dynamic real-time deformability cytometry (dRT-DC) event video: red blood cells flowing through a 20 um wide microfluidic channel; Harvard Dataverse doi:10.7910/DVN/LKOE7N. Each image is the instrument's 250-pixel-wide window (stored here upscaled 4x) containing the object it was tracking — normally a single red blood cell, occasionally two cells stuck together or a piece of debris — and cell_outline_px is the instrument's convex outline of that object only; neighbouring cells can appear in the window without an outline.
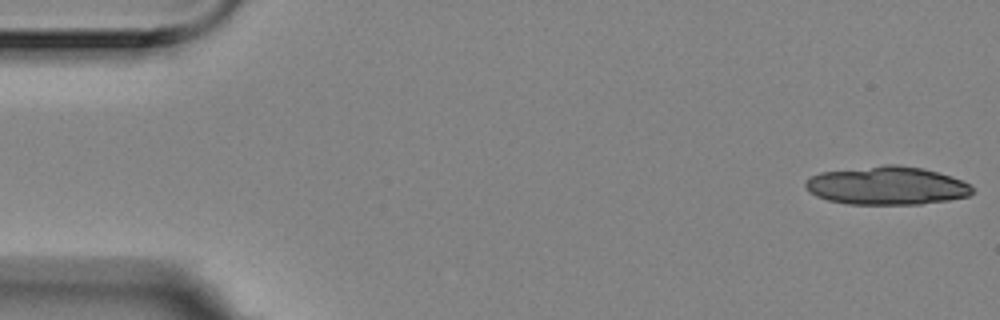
{"species": "Egyptian fruit bat (a non-hibernating species)", "species_latin": "Rousettus aegyptiacus", "temperature_condition": "room temperature", "stored_images_in_passage": 5, "camera_frame_rate_fps": 3000, "um_per_image_px": 0.085, "animal": {"sex": "female"}, "frame": {"image": 1, "passage_image": 1, "time_ms": 0.0, "image_size_px": [1000, 320], "cell_outline_px": [[972, 192], [968, 196], [948, 200], [920, 204], [848, 204], [828, 200], [816, 196], [808, 192], [804, 184], [812, 176], [820, 172], [884, 164], [896, 164], [924, 168], [960, 180], [968, 184], [972, 188]], "centroid_in_image_um": [75.33, 15.78], "position_along_channel_um": 9.7, "area_um2": 37.11}}